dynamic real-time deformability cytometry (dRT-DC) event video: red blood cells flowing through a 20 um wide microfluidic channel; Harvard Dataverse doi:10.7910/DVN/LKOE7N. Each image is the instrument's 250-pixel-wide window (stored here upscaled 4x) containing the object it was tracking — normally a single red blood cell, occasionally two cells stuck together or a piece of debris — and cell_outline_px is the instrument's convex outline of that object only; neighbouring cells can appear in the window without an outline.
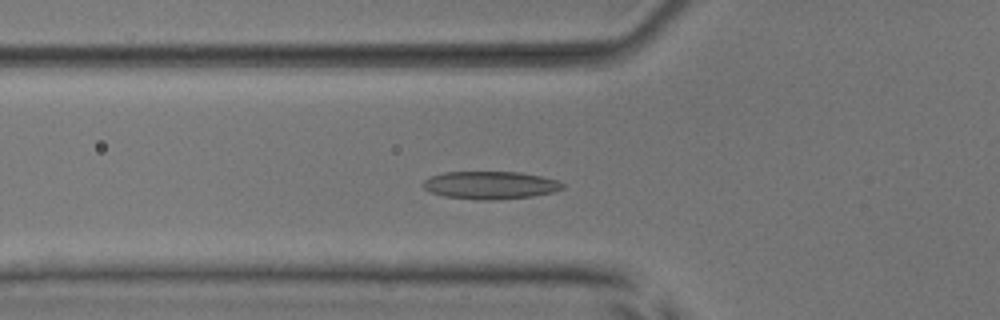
{"species": "common noctule bat (a hibernating species)", "species_latin": "Nyctalus noctula", "temperature_condition": "room temperature", "stored_images_in_passage": 53, "camera_frame_rate_fps": 3000, "um_per_image_px": 0.085, "animal": {"sex": "male", "body_mass_g": 17.9, "forearm_length_mm": 54.2}, "frame": {"image": 1, "passage_image": 19, "time_ms": 6.0, "image_size_px": [1000, 320], "cell_outline_px": [[564, 188], [552, 192], [532, 196], [492, 200], [476, 200], [444, 196], [428, 192], [420, 184], [424, 180], [432, 176], [444, 172], [520, 172], [540, 176], [556, 180], [564, 184]], "centroid_in_image_um": [41.63, 15.74], "position_along_channel_um": 84.2, "area_um2": 22.6}}
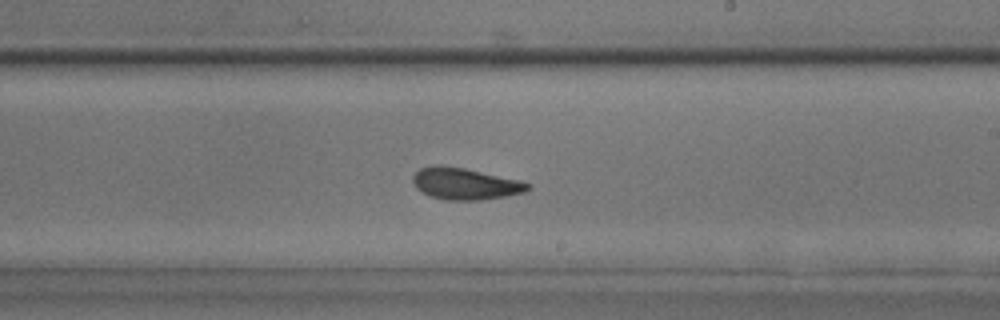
{"frame": {"image": 2, "passage_image": 32, "time_ms": 10.333, "image_size_px": [1000, 320], "cell_outline_px": [[532, 188], [524, 192], [504, 196], [480, 200], [444, 200], [432, 196], [416, 188], [412, 180], [412, 176], [420, 168], [436, 164], [440, 164], [464, 168], [520, 180], [532, 184]], "centroid_in_image_um": [39.54, 15.61], "position_along_channel_um": 249.5, "area_um2": 21.21}}
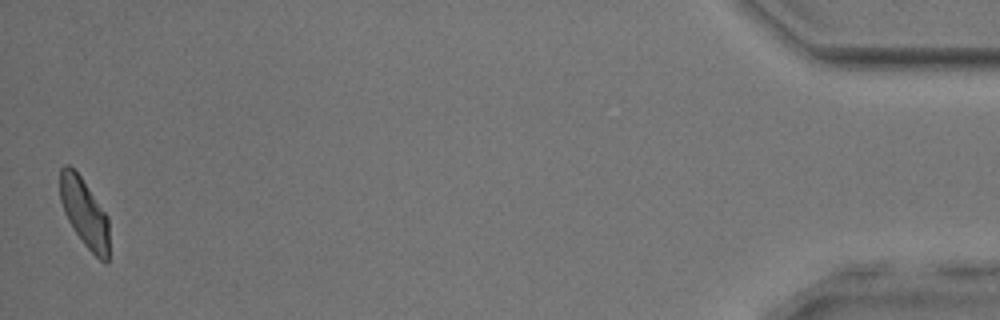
{"frame": {"image": 3, "passage_image": 53, "time_ms": 17.333, "image_size_px": [1000, 320], "cell_outline_px": [[108, 264], [104, 264], [84, 244], [68, 220], [64, 212], [60, 200], [60, 168], [64, 164], [68, 164], [80, 176], [108, 216]], "centroid_in_image_um": [7.17, 18.09], "position_along_channel_um": 428.0, "area_um2": 19.42}, "authors_computed_cell_mechanics": {"area_um2": 21.386, "velocity_mm_per_s": 3.8311, "shape_relaxation_time_tau1_ms": 3.0941, "shape_relaxation_time_tau2_ms": 1.8134, "deformation_change_tau1": 0.1394, "deformation_change_tau2": 0.0853}}